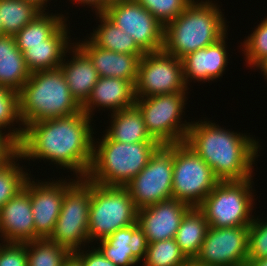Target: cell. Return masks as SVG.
Here are the masks:
<instances>
[{
    "instance_id": "2e32d148",
    "label": "cell",
    "mask_w": 267,
    "mask_h": 266,
    "mask_svg": "<svg viewBox=\"0 0 267 266\" xmlns=\"http://www.w3.org/2000/svg\"><path fill=\"white\" fill-rule=\"evenodd\" d=\"M191 208L188 203L169 198L137 210L139 228L148 243L175 238L182 217Z\"/></svg>"
},
{
    "instance_id": "74e56055",
    "label": "cell",
    "mask_w": 267,
    "mask_h": 266,
    "mask_svg": "<svg viewBox=\"0 0 267 266\" xmlns=\"http://www.w3.org/2000/svg\"><path fill=\"white\" fill-rule=\"evenodd\" d=\"M24 135V128H16L8 134L0 131V167L9 161L17 152L18 144Z\"/></svg>"
},
{
    "instance_id": "277c9868",
    "label": "cell",
    "mask_w": 267,
    "mask_h": 266,
    "mask_svg": "<svg viewBox=\"0 0 267 266\" xmlns=\"http://www.w3.org/2000/svg\"><path fill=\"white\" fill-rule=\"evenodd\" d=\"M81 110L60 68L31 72L19 91V114L24 128L37 121L67 117Z\"/></svg>"
},
{
    "instance_id": "5bb4252c",
    "label": "cell",
    "mask_w": 267,
    "mask_h": 266,
    "mask_svg": "<svg viewBox=\"0 0 267 266\" xmlns=\"http://www.w3.org/2000/svg\"><path fill=\"white\" fill-rule=\"evenodd\" d=\"M103 13L118 28L132 35L145 53L163 50L165 26L136 0L112 5Z\"/></svg>"
},
{
    "instance_id": "60d3db41",
    "label": "cell",
    "mask_w": 267,
    "mask_h": 266,
    "mask_svg": "<svg viewBox=\"0 0 267 266\" xmlns=\"http://www.w3.org/2000/svg\"><path fill=\"white\" fill-rule=\"evenodd\" d=\"M62 266H84V265L74 253H71L68 256V258L63 262Z\"/></svg>"
},
{
    "instance_id": "7bdbcfd3",
    "label": "cell",
    "mask_w": 267,
    "mask_h": 266,
    "mask_svg": "<svg viewBox=\"0 0 267 266\" xmlns=\"http://www.w3.org/2000/svg\"><path fill=\"white\" fill-rule=\"evenodd\" d=\"M246 266H267V258L260 260H247Z\"/></svg>"
},
{
    "instance_id": "ba28073f",
    "label": "cell",
    "mask_w": 267,
    "mask_h": 266,
    "mask_svg": "<svg viewBox=\"0 0 267 266\" xmlns=\"http://www.w3.org/2000/svg\"><path fill=\"white\" fill-rule=\"evenodd\" d=\"M186 92L136 97L135 106L140 110L146 129L160 145L183 143L191 123H181L186 104Z\"/></svg>"
},
{
    "instance_id": "f1b7e54d",
    "label": "cell",
    "mask_w": 267,
    "mask_h": 266,
    "mask_svg": "<svg viewBox=\"0 0 267 266\" xmlns=\"http://www.w3.org/2000/svg\"><path fill=\"white\" fill-rule=\"evenodd\" d=\"M42 11L24 0H0V20L4 35L15 36Z\"/></svg>"
},
{
    "instance_id": "ffe728a7",
    "label": "cell",
    "mask_w": 267,
    "mask_h": 266,
    "mask_svg": "<svg viewBox=\"0 0 267 266\" xmlns=\"http://www.w3.org/2000/svg\"><path fill=\"white\" fill-rule=\"evenodd\" d=\"M135 101V84L132 81L100 77L90 97L82 105V111L92 118L91 115L96 106L109 108L114 113L134 106Z\"/></svg>"
},
{
    "instance_id": "f546056e",
    "label": "cell",
    "mask_w": 267,
    "mask_h": 266,
    "mask_svg": "<svg viewBox=\"0 0 267 266\" xmlns=\"http://www.w3.org/2000/svg\"><path fill=\"white\" fill-rule=\"evenodd\" d=\"M27 246V266H62L71 254L67 249L49 239L25 242Z\"/></svg>"
},
{
    "instance_id": "52a82bcc",
    "label": "cell",
    "mask_w": 267,
    "mask_h": 266,
    "mask_svg": "<svg viewBox=\"0 0 267 266\" xmlns=\"http://www.w3.org/2000/svg\"><path fill=\"white\" fill-rule=\"evenodd\" d=\"M251 178L240 181H219L198 208L210 227L249 226L253 222Z\"/></svg>"
},
{
    "instance_id": "d4e9b609",
    "label": "cell",
    "mask_w": 267,
    "mask_h": 266,
    "mask_svg": "<svg viewBox=\"0 0 267 266\" xmlns=\"http://www.w3.org/2000/svg\"><path fill=\"white\" fill-rule=\"evenodd\" d=\"M111 127L105 133L121 143L157 142L148 133L140 110L134 105L111 114Z\"/></svg>"
},
{
    "instance_id": "83f0119b",
    "label": "cell",
    "mask_w": 267,
    "mask_h": 266,
    "mask_svg": "<svg viewBox=\"0 0 267 266\" xmlns=\"http://www.w3.org/2000/svg\"><path fill=\"white\" fill-rule=\"evenodd\" d=\"M47 15L41 12L32 22L25 25L14 37L17 47L22 53L26 45L44 44L65 22L64 16Z\"/></svg>"
},
{
    "instance_id": "cb8c5ba5",
    "label": "cell",
    "mask_w": 267,
    "mask_h": 266,
    "mask_svg": "<svg viewBox=\"0 0 267 266\" xmlns=\"http://www.w3.org/2000/svg\"><path fill=\"white\" fill-rule=\"evenodd\" d=\"M14 36H0V85L19 92L30 77Z\"/></svg>"
},
{
    "instance_id": "ee69618b",
    "label": "cell",
    "mask_w": 267,
    "mask_h": 266,
    "mask_svg": "<svg viewBox=\"0 0 267 266\" xmlns=\"http://www.w3.org/2000/svg\"><path fill=\"white\" fill-rule=\"evenodd\" d=\"M130 0H103V12L110 6Z\"/></svg>"
},
{
    "instance_id": "d6a6232c",
    "label": "cell",
    "mask_w": 267,
    "mask_h": 266,
    "mask_svg": "<svg viewBox=\"0 0 267 266\" xmlns=\"http://www.w3.org/2000/svg\"><path fill=\"white\" fill-rule=\"evenodd\" d=\"M163 26L181 14L193 0H136Z\"/></svg>"
},
{
    "instance_id": "7402d4cb",
    "label": "cell",
    "mask_w": 267,
    "mask_h": 266,
    "mask_svg": "<svg viewBox=\"0 0 267 266\" xmlns=\"http://www.w3.org/2000/svg\"><path fill=\"white\" fill-rule=\"evenodd\" d=\"M70 48L73 52L72 60L64 61L60 65L71 95L82 106L90 97L93 87L100 78L89 56L74 43ZM74 48V49H73Z\"/></svg>"
},
{
    "instance_id": "836d02e7",
    "label": "cell",
    "mask_w": 267,
    "mask_h": 266,
    "mask_svg": "<svg viewBox=\"0 0 267 266\" xmlns=\"http://www.w3.org/2000/svg\"><path fill=\"white\" fill-rule=\"evenodd\" d=\"M247 38L243 43L242 51L245 53V61L250 64L249 66L255 67L267 57V19L264 18Z\"/></svg>"
},
{
    "instance_id": "4316f807",
    "label": "cell",
    "mask_w": 267,
    "mask_h": 266,
    "mask_svg": "<svg viewBox=\"0 0 267 266\" xmlns=\"http://www.w3.org/2000/svg\"><path fill=\"white\" fill-rule=\"evenodd\" d=\"M101 25L94 30L89 40L98 47L124 54H135L141 58L145 52L136 44L132 35L122 31L103 12L96 13Z\"/></svg>"
},
{
    "instance_id": "f6af8a7d",
    "label": "cell",
    "mask_w": 267,
    "mask_h": 266,
    "mask_svg": "<svg viewBox=\"0 0 267 266\" xmlns=\"http://www.w3.org/2000/svg\"><path fill=\"white\" fill-rule=\"evenodd\" d=\"M261 69V72H263L264 76L267 79V57L264 58L257 66L256 68Z\"/></svg>"
},
{
    "instance_id": "bcb514c9",
    "label": "cell",
    "mask_w": 267,
    "mask_h": 266,
    "mask_svg": "<svg viewBox=\"0 0 267 266\" xmlns=\"http://www.w3.org/2000/svg\"><path fill=\"white\" fill-rule=\"evenodd\" d=\"M4 35L3 33V28H2V24H1V20H0V36Z\"/></svg>"
},
{
    "instance_id": "9a60e30c",
    "label": "cell",
    "mask_w": 267,
    "mask_h": 266,
    "mask_svg": "<svg viewBox=\"0 0 267 266\" xmlns=\"http://www.w3.org/2000/svg\"><path fill=\"white\" fill-rule=\"evenodd\" d=\"M31 182L30 198L35 227V240L48 239L52 234L61 211L66 190L75 182ZM46 183V184H45Z\"/></svg>"
},
{
    "instance_id": "7a4b0ae2",
    "label": "cell",
    "mask_w": 267,
    "mask_h": 266,
    "mask_svg": "<svg viewBox=\"0 0 267 266\" xmlns=\"http://www.w3.org/2000/svg\"><path fill=\"white\" fill-rule=\"evenodd\" d=\"M184 142L211 167L219 181L252 178V165L259 156V144L253 137L198 121L191 122Z\"/></svg>"
},
{
    "instance_id": "d590c367",
    "label": "cell",
    "mask_w": 267,
    "mask_h": 266,
    "mask_svg": "<svg viewBox=\"0 0 267 266\" xmlns=\"http://www.w3.org/2000/svg\"><path fill=\"white\" fill-rule=\"evenodd\" d=\"M20 121L19 92L0 85V131Z\"/></svg>"
},
{
    "instance_id": "e0dca14e",
    "label": "cell",
    "mask_w": 267,
    "mask_h": 266,
    "mask_svg": "<svg viewBox=\"0 0 267 266\" xmlns=\"http://www.w3.org/2000/svg\"><path fill=\"white\" fill-rule=\"evenodd\" d=\"M0 233L4 243H25L35 240L30 177L27 178L24 187L0 208Z\"/></svg>"
},
{
    "instance_id": "9c48e42d",
    "label": "cell",
    "mask_w": 267,
    "mask_h": 266,
    "mask_svg": "<svg viewBox=\"0 0 267 266\" xmlns=\"http://www.w3.org/2000/svg\"><path fill=\"white\" fill-rule=\"evenodd\" d=\"M76 180L64 194L59 217L52 234L48 238L70 253L79 251L81 244L89 243L88 223L91 204V181L86 178Z\"/></svg>"
},
{
    "instance_id": "3957f363",
    "label": "cell",
    "mask_w": 267,
    "mask_h": 266,
    "mask_svg": "<svg viewBox=\"0 0 267 266\" xmlns=\"http://www.w3.org/2000/svg\"><path fill=\"white\" fill-rule=\"evenodd\" d=\"M212 1L193 0L187 8L165 26L163 50L182 59L187 54L206 48L227 32L225 18Z\"/></svg>"
},
{
    "instance_id": "7c38bea8",
    "label": "cell",
    "mask_w": 267,
    "mask_h": 266,
    "mask_svg": "<svg viewBox=\"0 0 267 266\" xmlns=\"http://www.w3.org/2000/svg\"><path fill=\"white\" fill-rule=\"evenodd\" d=\"M182 59L164 50L145 53L139 61L135 82L136 97H152L188 90Z\"/></svg>"
},
{
    "instance_id": "4fadbf2b",
    "label": "cell",
    "mask_w": 267,
    "mask_h": 266,
    "mask_svg": "<svg viewBox=\"0 0 267 266\" xmlns=\"http://www.w3.org/2000/svg\"><path fill=\"white\" fill-rule=\"evenodd\" d=\"M248 242V226H209L200 251L192 263L198 266H246Z\"/></svg>"
},
{
    "instance_id": "ab89813d",
    "label": "cell",
    "mask_w": 267,
    "mask_h": 266,
    "mask_svg": "<svg viewBox=\"0 0 267 266\" xmlns=\"http://www.w3.org/2000/svg\"><path fill=\"white\" fill-rule=\"evenodd\" d=\"M77 3L89 5L91 7H94L96 10V13H102L103 12V0H74Z\"/></svg>"
},
{
    "instance_id": "4dcf8cb0",
    "label": "cell",
    "mask_w": 267,
    "mask_h": 266,
    "mask_svg": "<svg viewBox=\"0 0 267 266\" xmlns=\"http://www.w3.org/2000/svg\"><path fill=\"white\" fill-rule=\"evenodd\" d=\"M144 266H189L175 238L148 243Z\"/></svg>"
},
{
    "instance_id": "7dc6e473",
    "label": "cell",
    "mask_w": 267,
    "mask_h": 266,
    "mask_svg": "<svg viewBox=\"0 0 267 266\" xmlns=\"http://www.w3.org/2000/svg\"><path fill=\"white\" fill-rule=\"evenodd\" d=\"M189 266H198V265H195V264H193V263L191 262Z\"/></svg>"
},
{
    "instance_id": "b9f144b4",
    "label": "cell",
    "mask_w": 267,
    "mask_h": 266,
    "mask_svg": "<svg viewBox=\"0 0 267 266\" xmlns=\"http://www.w3.org/2000/svg\"><path fill=\"white\" fill-rule=\"evenodd\" d=\"M25 2L33 3L37 8H39L42 12H45L46 8L44 6H47L45 2H48V0H24Z\"/></svg>"
},
{
    "instance_id": "8fae6325",
    "label": "cell",
    "mask_w": 267,
    "mask_h": 266,
    "mask_svg": "<svg viewBox=\"0 0 267 266\" xmlns=\"http://www.w3.org/2000/svg\"><path fill=\"white\" fill-rule=\"evenodd\" d=\"M173 144L160 145L125 188L137 209L172 198Z\"/></svg>"
},
{
    "instance_id": "8d00e7d4",
    "label": "cell",
    "mask_w": 267,
    "mask_h": 266,
    "mask_svg": "<svg viewBox=\"0 0 267 266\" xmlns=\"http://www.w3.org/2000/svg\"><path fill=\"white\" fill-rule=\"evenodd\" d=\"M26 243L6 242L0 246V266H27Z\"/></svg>"
},
{
    "instance_id": "5b68a950",
    "label": "cell",
    "mask_w": 267,
    "mask_h": 266,
    "mask_svg": "<svg viewBox=\"0 0 267 266\" xmlns=\"http://www.w3.org/2000/svg\"><path fill=\"white\" fill-rule=\"evenodd\" d=\"M95 144L85 178L95 184L121 187H125L145 168L151 155L160 146L158 142L121 143L111 140L106 134L98 142L99 145Z\"/></svg>"
},
{
    "instance_id": "484cf974",
    "label": "cell",
    "mask_w": 267,
    "mask_h": 266,
    "mask_svg": "<svg viewBox=\"0 0 267 266\" xmlns=\"http://www.w3.org/2000/svg\"><path fill=\"white\" fill-rule=\"evenodd\" d=\"M208 228L204 213L198 207H191L182 217L175 240L191 262L198 255Z\"/></svg>"
},
{
    "instance_id": "d6986e66",
    "label": "cell",
    "mask_w": 267,
    "mask_h": 266,
    "mask_svg": "<svg viewBox=\"0 0 267 266\" xmlns=\"http://www.w3.org/2000/svg\"><path fill=\"white\" fill-rule=\"evenodd\" d=\"M225 38H227L226 34L216 43L191 52L182 58L186 84L191 79L205 82L222 77V73L228 65L226 64L228 56Z\"/></svg>"
},
{
    "instance_id": "30bf717a",
    "label": "cell",
    "mask_w": 267,
    "mask_h": 266,
    "mask_svg": "<svg viewBox=\"0 0 267 266\" xmlns=\"http://www.w3.org/2000/svg\"><path fill=\"white\" fill-rule=\"evenodd\" d=\"M219 180L185 142L173 144L172 198L198 207Z\"/></svg>"
},
{
    "instance_id": "603a6c76",
    "label": "cell",
    "mask_w": 267,
    "mask_h": 266,
    "mask_svg": "<svg viewBox=\"0 0 267 266\" xmlns=\"http://www.w3.org/2000/svg\"><path fill=\"white\" fill-rule=\"evenodd\" d=\"M68 27L66 22L44 44L26 45L23 53L25 64L30 72L60 68L65 53L69 51ZM66 51V52H65Z\"/></svg>"
},
{
    "instance_id": "44dd1931",
    "label": "cell",
    "mask_w": 267,
    "mask_h": 266,
    "mask_svg": "<svg viewBox=\"0 0 267 266\" xmlns=\"http://www.w3.org/2000/svg\"><path fill=\"white\" fill-rule=\"evenodd\" d=\"M76 44L89 56L99 77L121 78L135 84L140 61L137 55L103 49L90 40Z\"/></svg>"
},
{
    "instance_id": "6da1fadb",
    "label": "cell",
    "mask_w": 267,
    "mask_h": 266,
    "mask_svg": "<svg viewBox=\"0 0 267 266\" xmlns=\"http://www.w3.org/2000/svg\"><path fill=\"white\" fill-rule=\"evenodd\" d=\"M91 121L81 110L67 117L28 124L18 144V153L23 160H51L63 169L78 173L77 178H85L93 157L94 132L89 125Z\"/></svg>"
},
{
    "instance_id": "1f68e13d",
    "label": "cell",
    "mask_w": 267,
    "mask_h": 266,
    "mask_svg": "<svg viewBox=\"0 0 267 266\" xmlns=\"http://www.w3.org/2000/svg\"><path fill=\"white\" fill-rule=\"evenodd\" d=\"M19 158L22 159V156L17 152L0 167V208L24 187L29 177L28 173L16 164L15 160L18 161Z\"/></svg>"
},
{
    "instance_id": "ac0fdd59",
    "label": "cell",
    "mask_w": 267,
    "mask_h": 266,
    "mask_svg": "<svg viewBox=\"0 0 267 266\" xmlns=\"http://www.w3.org/2000/svg\"><path fill=\"white\" fill-rule=\"evenodd\" d=\"M100 241L97 248L117 266H134L145 259L148 241L137 223L118 229Z\"/></svg>"
},
{
    "instance_id": "e575fe53",
    "label": "cell",
    "mask_w": 267,
    "mask_h": 266,
    "mask_svg": "<svg viewBox=\"0 0 267 266\" xmlns=\"http://www.w3.org/2000/svg\"><path fill=\"white\" fill-rule=\"evenodd\" d=\"M253 219L248 226L249 242L247 260H260L267 258V222Z\"/></svg>"
},
{
    "instance_id": "8992f818",
    "label": "cell",
    "mask_w": 267,
    "mask_h": 266,
    "mask_svg": "<svg viewBox=\"0 0 267 266\" xmlns=\"http://www.w3.org/2000/svg\"><path fill=\"white\" fill-rule=\"evenodd\" d=\"M137 210L125 187L104 186L91 182L89 241H100L118 229L135 224Z\"/></svg>"
},
{
    "instance_id": "f35d334b",
    "label": "cell",
    "mask_w": 267,
    "mask_h": 266,
    "mask_svg": "<svg viewBox=\"0 0 267 266\" xmlns=\"http://www.w3.org/2000/svg\"><path fill=\"white\" fill-rule=\"evenodd\" d=\"M81 249L74 254L81 260L84 266H117L112 261L107 259L99 249H92L87 253Z\"/></svg>"
}]
</instances>
